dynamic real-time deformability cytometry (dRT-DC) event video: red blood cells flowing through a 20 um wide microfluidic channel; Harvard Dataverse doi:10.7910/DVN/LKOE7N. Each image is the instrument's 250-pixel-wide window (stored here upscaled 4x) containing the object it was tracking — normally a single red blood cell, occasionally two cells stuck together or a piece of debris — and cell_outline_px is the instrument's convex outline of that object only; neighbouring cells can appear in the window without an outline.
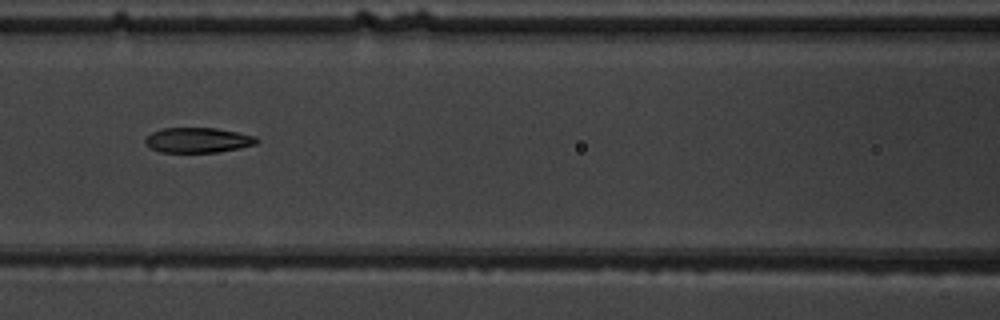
{"species": "common noctule bat (a hibernating species)", "species_latin": "Nyctalus noctula", "temperature_condition": "warm", "stored_images_in_passage": 6, "camera_frame_rate_fps": 3000, "um_per_image_px": 0.085, "animal": {"sex": "male", "body_mass_g": 19.5, "forearm_length_mm": 54.6}, "frame": {"image": 1, "passage_image": 4, "time_ms": 3.667, "image_size_px": [1000, 320], "cell_outline_px": [[260, 140], [256, 144], [240, 148], [216, 152], [160, 152], [148, 148], [144, 144], [144, 140], [152, 132], [164, 128], [216, 128], [256, 136]], "centroid_in_image_um": [16.8, 11.92], "position_along_channel_um": 149.8, "area_um2": 16.36}}
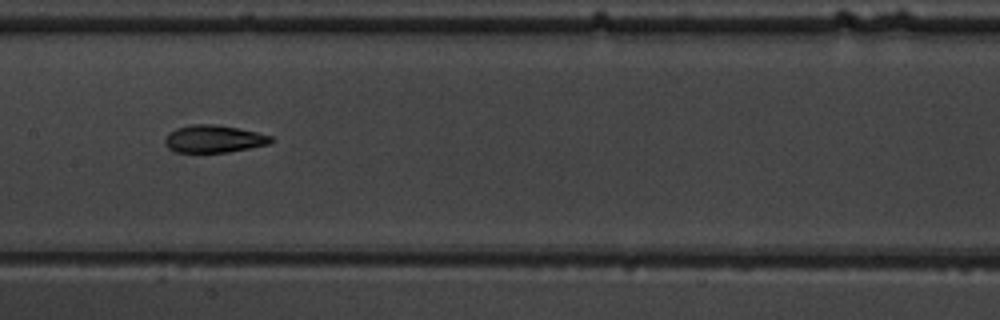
{"frame": {"image": 2, "passage_image": 5, "time_ms": 4.667, "image_size_px": [1000, 320], "cell_outline_px": [[276, 140], [268, 144], [228, 152], [176, 152], [168, 148], [164, 144], [164, 140], [168, 132], [176, 128], [192, 124], [216, 124], [256, 132], [272, 136]], "centroid_in_image_um": [18.15, 11.8], "position_along_channel_um": 189.3, "area_um2": 16.99}}
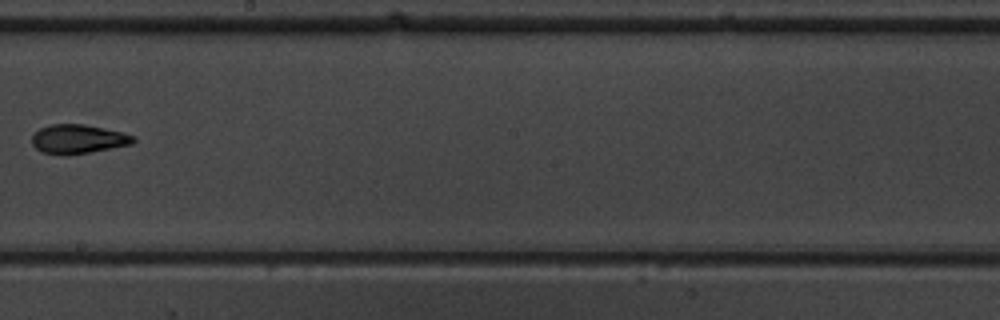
{"frame": {"image": 3, "passage_image": 6, "time_ms": 6.0, "image_size_px": [1000, 320], "cell_outline_px": [[136, 140], [132, 144], [88, 152], [64, 156], [44, 152], [36, 148], [32, 144], [32, 136], [40, 128], [48, 124], [84, 124], [120, 132], [136, 136]], "centroid_in_image_um": [6.62, 11.82], "position_along_channel_um": 241.6, "area_um2": 17.05}}